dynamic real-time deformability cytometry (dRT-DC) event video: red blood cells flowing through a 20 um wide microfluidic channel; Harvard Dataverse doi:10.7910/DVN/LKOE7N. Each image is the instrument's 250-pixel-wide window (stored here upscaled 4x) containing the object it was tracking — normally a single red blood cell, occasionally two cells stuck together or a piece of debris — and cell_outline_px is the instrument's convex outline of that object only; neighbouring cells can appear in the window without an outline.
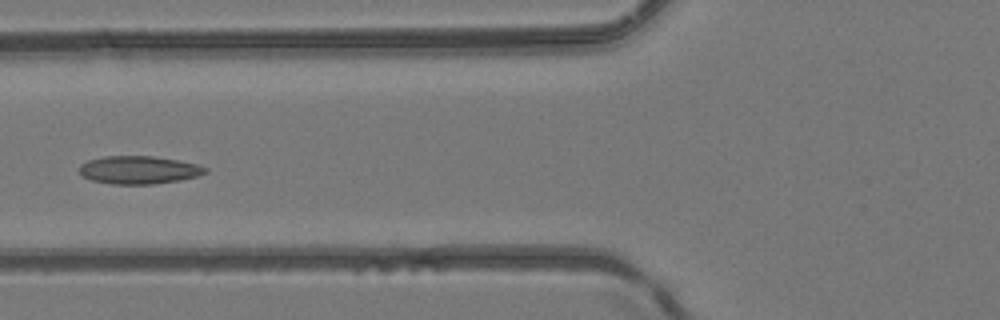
{"species": "common noctule bat (a hibernating species)", "species_latin": "Nyctalus noctula", "temperature_condition": "room temperature", "stored_images_in_passage": 14, "camera_frame_rate_fps": 3000, "um_per_image_px": 0.085, "animal": {"sex": "female", "body_mass_g": 24.6, "forearm_length_mm": 56.2}, "frame": {"image": 1, "passage_image": 7, "time_ms": 2.0, "image_size_px": [1000, 320], "cell_outline_px": [[208, 172], [196, 176], [180, 180], [152, 184], [112, 184], [92, 180], [84, 176], [80, 172], [80, 164], [88, 160], [104, 156], [152, 156], [180, 160], [196, 164], [208, 168]], "centroid_in_image_um": [11.82, 14.44], "position_along_channel_um": 114.0, "area_um2": 20.46}}
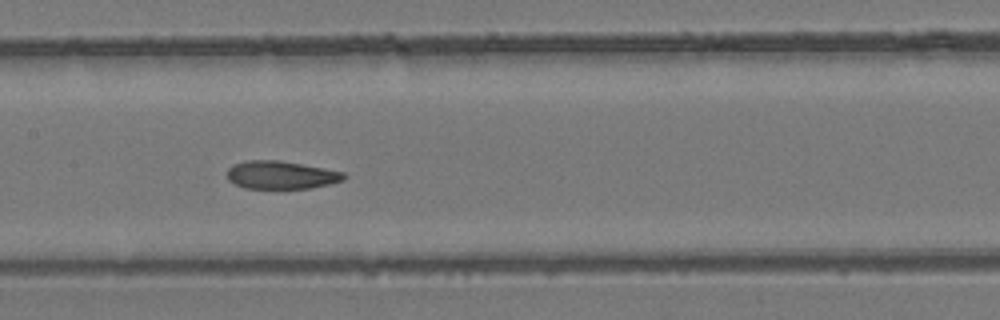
{"frame": {"image": 2, "passage_image": 12, "time_ms": 3.667, "image_size_px": [1000, 320], "cell_outline_px": [[348, 176], [344, 180], [312, 188], [244, 188], [228, 180], [228, 168], [232, 164], [248, 160], [280, 160], [324, 168], [344, 172]], "centroid_in_image_um": [23.9, 14.86], "position_along_channel_um": 183.5, "area_um2": 19.07}}